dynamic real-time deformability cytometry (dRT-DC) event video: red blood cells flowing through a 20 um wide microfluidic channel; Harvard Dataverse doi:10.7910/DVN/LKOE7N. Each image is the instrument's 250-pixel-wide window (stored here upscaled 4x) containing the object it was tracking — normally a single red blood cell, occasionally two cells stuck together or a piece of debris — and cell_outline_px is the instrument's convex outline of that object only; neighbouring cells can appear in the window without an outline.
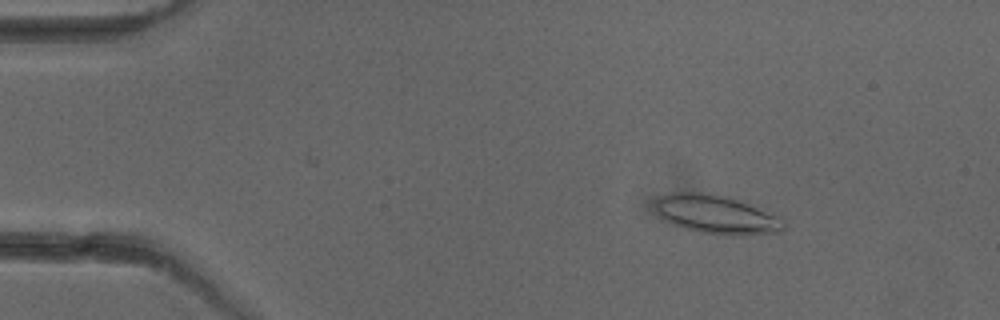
{"species": "common noctule bat (a hibernating species)", "species_latin": "Nyctalus noctula", "temperature_condition": "cold", "stored_images_in_passage": 52, "camera_frame_rate_fps": 3000, "um_per_image_px": 0.085, "animal": {"sex": "female"}, "frame": {"image": 1, "passage_image": 8, "time_ms": 2.333, "image_size_px": [1000, 320], "cell_outline_px": [[784, 228], [780, 232], [736, 236], [700, 232], [672, 224], [664, 220], [660, 216], [656, 208], [656, 200], [672, 192], [700, 192], [720, 196], [736, 200], [780, 216], [784, 220]], "centroid_in_image_um": [60.91, 18.25], "position_along_channel_um": 24.1, "area_um2": 28.44}}
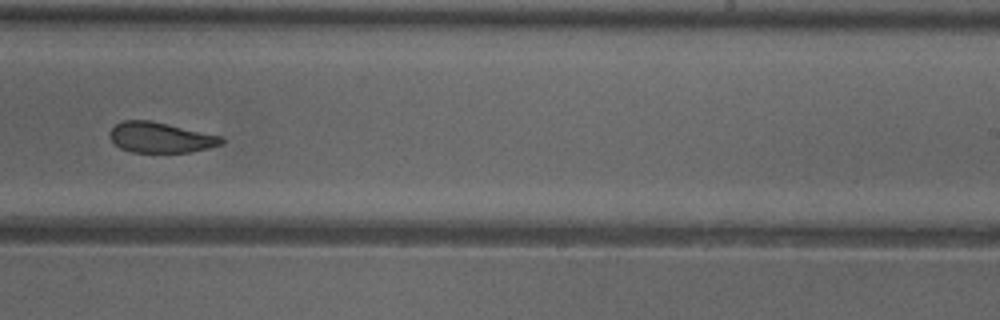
{"frame": {"image": 2, "passage_image": 33, "time_ms": 10.667, "image_size_px": [1000, 320], "cell_outline_px": [[224, 144], [192, 152], [132, 152], [120, 148], [108, 136], [108, 132], [116, 124], [124, 120], [152, 120], [224, 136]], "centroid_in_image_um": [13.68, 11.68], "position_along_channel_um": 275.3, "area_um2": 20.11}}
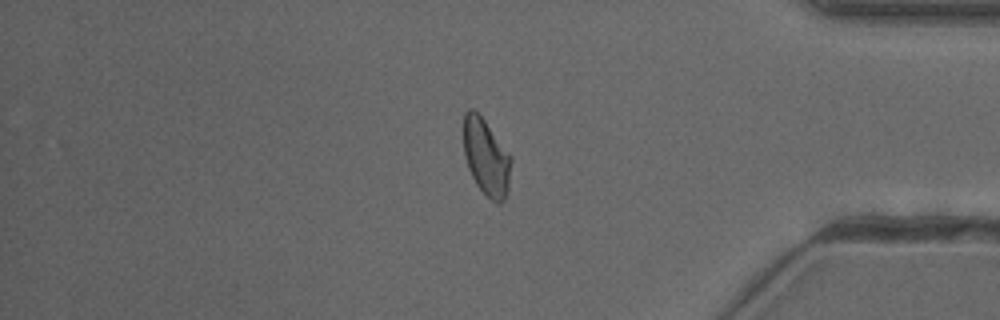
{"frame": {"image": 3, "passage_image": 44, "time_ms": 14.333, "image_size_px": [1000, 320], "cell_outline_px": [[512, 160], [508, 192], [504, 200], [500, 204], [492, 200], [476, 184], [468, 168], [464, 156], [464, 112], [468, 108], [472, 108], [484, 120], [512, 156]], "centroid_in_image_um": [41.34, 13.37], "position_along_channel_um": 393.9, "area_um2": 21.21}, "authors_computed_cell_mechanics": {"area_um2": 22.0218, "velocity_mm_per_s": 3.9579, "shape_relaxation_time_tau1_ms": null, "shape_relaxation_time_tau2_ms": 2.6831, "deformation_change_tau1": null, "deformation_change_tau2": 0.0878}}